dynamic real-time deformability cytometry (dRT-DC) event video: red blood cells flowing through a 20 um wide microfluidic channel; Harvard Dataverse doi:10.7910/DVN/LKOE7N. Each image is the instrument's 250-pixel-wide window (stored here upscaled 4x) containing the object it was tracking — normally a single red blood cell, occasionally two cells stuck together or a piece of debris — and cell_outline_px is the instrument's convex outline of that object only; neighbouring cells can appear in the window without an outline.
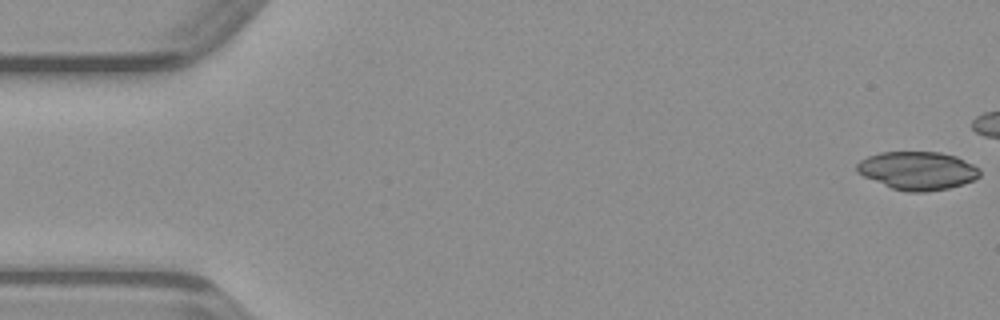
{"species": "common noctule bat (a hibernating species)", "species_latin": "Nyctalus noctula", "temperature_condition": "warm", "stored_images_in_passage": 39, "camera_frame_rate_fps": 3000, "um_per_image_px": 0.085, "animal": {"sex": "male", "body_mass_g": 23.1, "forearm_length_mm": 52.7}, "frame": {"image": 1, "passage_image": 1, "time_ms": 0.0, "image_size_px": [1000, 320], "cell_outline_px": [[980, 176], [972, 180], [948, 188], [924, 192], [908, 192], [892, 188], [864, 176], [856, 172], [856, 164], [860, 160], [868, 156], [880, 152], [940, 152], [956, 156], [980, 168]], "centroid_in_image_um": [77.97, 14.49], "position_along_channel_um": 7.0, "area_um2": 27.22}}